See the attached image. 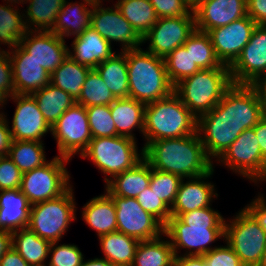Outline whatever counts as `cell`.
Segmentation results:
<instances>
[{"instance_id": "obj_1", "label": "cell", "mask_w": 266, "mask_h": 266, "mask_svg": "<svg viewBox=\"0 0 266 266\" xmlns=\"http://www.w3.org/2000/svg\"><path fill=\"white\" fill-rule=\"evenodd\" d=\"M261 119L255 88L233 84L212 110L197 119V132L208 157L217 160L244 130Z\"/></svg>"}, {"instance_id": "obj_2", "label": "cell", "mask_w": 266, "mask_h": 266, "mask_svg": "<svg viewBox=\"0 0 266 266\" xmlns=\"http://www.w3.org/2000/svg\"><path fill=\"white\" fill-rule=\"evenodd\" d=\"M144 158L151 168L185 179L205 175L215 168L197 131L180 138L150 142L144 148Z\"/></svg>"}, {"instance_id": "obj_3", "label": "cell", "mask_w": 266, "mask_h": 266, "mask_svg": "<svg viewBox=\"0 0 266 266\" xmlns=\"http://www.w3.org/2000/svg\"><path fill=\"white\" fill-rule=\"evenodd\" d=\"M163 236L170 239L175 256L180 248L186 250V256H203L215 248L209 244L225 238V219L211 206L197 209L170 217Z\"/></svg>"}, {"instance_id": "obj_4", "label": "cell", "mask_w": 266, "mask_h": 266, "mask_svg": "<svg viewBox=\"0 0 266 266\" xmlns=\"http://www.w3.org/2000/svg\"><path fill=\"white\" fill-rule=\"evenodd\" d=\"M129 98L144 105L169 96L170 83L164 58L140 48L126 50Z\"/></svg>"}, {"instance_id": "obj_5", "label": "cell", "mask_w": 266, "mask_h": 266, "mask_svg": "<svg viewBox=\"0 0 266 266\" xmlns=\"http://www.w3.org/2000/svg\"><path fill=\"white\" fill-rule=\"evenodd\" d=\"M197 131V118L172 92L145 107L143 149L150 143L161 139L180 138Z\"/></svg>"}, {"instance_id": "obj_6", "label": "cell", "mask_w": 266, "mask_h": 266, "mask_svg": "<svg viewBox=\"0 0 266 266\" xmlns=\"http://www.w3.org/2000/svg\"><path fill=\"white\" fill-rule=\"evenodd\" d=\"M232 85L230 68L200 69L175 84L173 92L198 119L212 110Z\"/></svg>"}, {"instance_id": "obj_7", "label": "cell", "mask_w": 266, "mask_h": 266, "mask_svg": "<svg viewBox=\"0 0 266 266\" xmlns=\"http://www.w3.org/2000/svg\"><path fill=\"white\" fill-rule=\"evenodd\" d=\"M136 143L135 139L126 136L92 138L80 157L92 161L104 173L107 183L144 158V149L139 152Z\"/></svg>"}, {"instance_id": "obj_8", "label": "cell", "mask_w": 266, "mask_h": 266, "mask_svg": "<svg viewBox=\"0 0 266 266\" xmlns=\"http://www.w3.org/2000/svg\"><path fill=\"white\" fill-rule=\"evenodd\" d=\"M71 186L60 196L32 204L28 228L42 239L60 242L72 221L76 220V203Z\"/></svg>"}, {"instance_id": "obj_9", "label": "cell", "mask_w": 266, "mask_h": 266, "mask_svg": "<svg viewBox=\"0 0 266 266\" xmlns=\"http://www.w3.org/2000/svg\"><path fill=\"white\" fill-rule=\"evenodd\" d=\"M235 251L244 266H258L266 248V232L245 209L225 220L223 241Z\"/></svg>"}, {"instance_id": "obj_10", "label": "cell", "mask_w": 266, "mask_h": 266, "mask_svg": "<svg viewBox=\"0 0 266 266\" xmlns=\"http://www.w3.org/2000/svg\"><path fill=\"white\" fill-rule=\"evenodd\" d=\"M69 161L57 155L43 166L22 173L20 191L31 205L56 198L73 186L65 167Z\"/></svg>"}, {"instance_id": "obj_11", "label": "cell", "mask_w": 266, "mask_h": 266, "mask_svg": "<svg viewBox=\"0 0 266 266\" xmlns=\"http://www.w3.org/2000/svg\"><path fill=\"white\" fill-rule=\"evenodd\" d=\"M215 161L255 184L266 181V161L262 157L254 128L244 130Z\"/></svg>"}, {"instance_id": "obj_12", "label": "cell", "mask_w": 266, "mask_h": 266, "mask_svg": "<svg viewBox=\"0 0 266 266\" xmlns=\"http://www.w3.org/2000/svg\"><path fill=\"white\" fill-rule=\"evenodd\" d=\"M51 135L57 142L59 157L71 160L77 153L81 155L93 138L86 108L74 103L51 127Z\"/></svg>"}, {"instance_id": "obj_13", "label": "cell", "mask_w": 266, "mask_h": 266, "mask_svg": "<svg viewBox=\"0 0 266 266\" xmlns=\"http://www.w3.org/2000/svg\"><path fill=\"white\" fill-rule=\"evenodd\" d=\"M110 196L115 203L117 231L139 241H149L164 235V225L146 212L136 198Z\"/></svg>"}, {"instance_id": "obj_14", "label": "cell", "mask_w": 266, "mask_h": 266, "mask_svg": "<svg viewBox=\"0 0 266 266\" xmlns=\"http://www.w3.org/2000/svg\"><path fill=\"white\" fill-rule=\"evenodd\" d=\"M103 1L93 4L91 27L111 45L113 41L122 44V52L143 46V37L122 16L119 8L116 5L104 7Z\"/></svg>"}, {"instance_id": "obj_15", "label": "cell", "mask_w": 266, "mask_h": 266, "mask_svg": "<svg viewBox=\"0 0 266 266\" xmlns=\"http://www.w3.org/2000/svg\"><path fill=\"white\" fill-rule=\"evenodd\" d=\"M195 30V15L159 18L143 37V43L148 41L146 50L165 58L177 47L183 46Z\"/></svg>"}, {"instance_id": "obj_16", "label": "cell", "mask_w": 266, "mask_h": 266, "mask_svg": "<svg viewBox=\"0 0 266 266\" xmlns=\"http://www.w3.org/2000/svg\"><path fill=\"white\" fill-rule=\"evenodd\" d=\"M266 75V25H257L242 53L230 66L233 84L252 85Z\"/></svg>"}, {"instance_id": "obj_17", "label": "cell", "mask_w": 266, "mask_h": 266, "mask_svg": "<svg viewBox=\"0 0 266 266\" xmlns=\"http://www.w3.org/2000/svg\"><path fill=\"white\" fill-rule=\"evenodd\" d=\"M257 24L247 15L226 26L209 30L215 54L222 64L231 66L251 39Z\"/></svg>"}, {"instance_id": "obj_18", "label": "cell", "mask_w": 266, "mask_h": 266, "mask_svg": "<svg viewBox=\"0 0 266 266\" xmlns=\"http://www.w3.org/2000/svg\"><path fill=\"white\" fill-rule=\"evenodd\" d=\"M10 99L16 103L12 126L9 127L12 139L43 142L42 137L49 131L51 133V126L38 108L33 95L14 94Z\"/></svg>"}, {"instance_id": "obj_19", "label": "cell", "mask_w": 266, "mask_h": 266, "mask_svg": "<svg viewBox=\"0 0 266 266\" xmlns=\"http://www.w3.org/2000/svg\"><path fill=\"white\" fill-rule=\"evenodd\" d=\"M65 43L62 37L51 31L28 30L20 40V46L50 74L69 56Z\"/></svg>"}, {"instance_id": "obj_20", "label": "cell", "mask_w": 266, "mask_h": 266, "mask_svg": "<svg viewBox=\"0 0 266 266\" xmlns=\"http://www.w3.org/2000/svg\"><path fill=\"white\" fill-rule=\"evenodd\" d=\"M196 29L208 32L247 16L246 0H205L193 10Z\"/></svg>"}, {"instance_id": "obj_21", "label": "cell", "mask_w": 266, "mask_h": 266, "mask_svg": "<svg viewBox=\"0 0 266 266\" xmlns=\"http://www.w3.org/2000/svg\"><path fill=\"white\" fill-rule=\"evenodd\" d=\"M13 72L15 94H30L50 83V73L19 45L8 50Z\"/></svg>"}, {"instance_id": "obj_22", "label": "cell", "mask_w": 266, "mask_h": 266, "mask_svg": "<svg viewBox=\"0 0 266 266\" xmlns=\"http://www.w3.org/2000/svg\"><path fill=\"white\" fill-rule=\"evenodd\" d=\"M213 172L214 169L205 175L187 178L186 182L183 178L171 207V217H179L183 213L211 206L212 200L218 197L214 184L208 182Z\"/></svg>"}, {"instance_id": "obj_23", "label": "cell", "mask_w": 266, "mask_h": 266, "mask_svg": "<svg viewBox=\"0 0 266 266\" xmlns=\"http://www.w3.org/2000/svg\"><path fill=\"white\" fill-rule=\"evenodd\" d=\"M68 54L76 62L88 67L96 68L104 60L115 53L112 45L99 35L92 27L87 28L79 36L74 37Z\"/></svg>"}, {"instance_id": "obj_24", "label": "cell", "mask_w": 266, "mask_h": 266, "mask_svg": "<svg viewBox=\"0 0 266 266\" xmlns=\"http://www.w3.org/2000/svg\"><path fill=\"white\" fill-rule=\"evenodd\" d=\"M93 4L94 2L91 0H82L80 3L65 0L51 32L64 40L66 37H71V35L74 37L79 36L87 28L91 27Z\"/></svg>"}, {"instance_id": "obj_25", "label": "cell", "mask_w": 266, "mask_h": 266, "mask_svg": "<svg viewBox=\"0 0 266 266\" xmlns=\"http://www.w3.org/2000/svg\"><path fill=\"white\" fill-rule=\"evenodd\" d=\"M151 180V165L143 158L134 167L114 176L104 186L109 195L136 198Z\"/></svg>"}, {"instance_id": "obj_26", "label": "cell", "mask_w": 266, "mask_h": 266, "mask_svg": "<svg viewBox=\"0 0 266 266\" xmlns=\"http://www.w3.org/2000/svg\"><path fill=\"white\" fill-rule=\"evenodd\" d=\"M31 204L20 189L0 191V228L13 233L26 228Z\"/></svg>"}, {"instance_id": "obj_27", "label": "cell", "mask_w": 266, "mask_h": 266, "mask_svg": "<svg viewBox=\"0 0 266 266\" xmlns=\"http://www.w3.org/2000/svg\"><path fill=\"white\" fill-rule=\"evenodd\" d=\"M82 210L83 220L95 230L98 238L117 231L115 203L106 191L89 200Z\"/></svg>"}, {"instance_id": "obj_28", "label": "cell", "mask_w": 266, "mask_h": 266, "mask_svg": "<svg viewBox=\"0 0 266 266\" xmlns=\"http://www.w3.org/2000/svg\"><path fill=\"white\" fill-rule=\"evenodd\" d=\"M145 107L143 103L132 98H118L110 104L117 134L137 139L133 130L137 128L143 134Z\"/></svg>"}, {"instance_id": "obj_29", "label": "cell", "mask_w": 266, "mask_h": 266, "mask_svg": "<svg viewBox=\"0 0 266 266\" xmlns=\"http://www.w3.org/2000/svg\"><path fill=\"white\" fill-rule=\"evenodd\" d=\"M51 242L39 237L28 227L12 233V247L30 266H44Z\"/></svg>"}, {"instance_id": "obj_30", "label": "cell", "mask_w": 266, "mask_h": 266, "mask_svg": "<svg viewBox=\"0 0 266 266\" xmlns=\"http://www.w3.org/2000/svg\"><path fill=\"white\" fill-rule=\"evenodd\" d=\"M104 257L113 266H132L139 240L115 231L99 237Z\"/></svg>"}, {"instance_id": "obj_31", "label": "cell", "mask_w": 266, "mask_h": 266, "mask_svg": "<svg viewBox=\"0 0 266 266\" xmlns=\"http://www.w3.org/2000/svg\"><path fill=\"white\" fill-rule=\"evenodd\" d=\"M95 69L116 99L129 97L126 51L115 53Z\"/></svg>"}, {"instance_id": "obj_32", "label": "cell", "mask_w": 266, "mask_h": 266, "mask_svg": "<svg viewBox=\"0 0 266 266\" xmlns=\"http://www.w3.org/2000/svg\"><path fill=\"white\" fill-rule=\"evenodd\" d=\"M32 95L45 120L51 127L67 109L76 103L70 94L55 87L51 83L34 92Z\"/></svg>"}, {"instance_id": "obj_33", "label": "cell", "mask_w": 266, "mask_h": 266, "mask_svg": "<svg viewBox=\"0 0 266 266\" xmlns=\"http://www.w3.org/2000/svg\"><path fill=\"white\" fill-rule=\"evenodd\" d=\"M65 0H26L24 22L29 31H51ZM26 14V15H25Z\"/></svg>"}, {"instance_id": "obj_34", "label": "cell", "mask_w": 266, "mask_h": 266, "mask_svg": "<svg viewBox=\"0 0 266 266\" xmlns=\"http://www.w3.org/2000/svg\"><path fill=\"white\" fill-rule=\"evenodd\" d=\"M91 68L76 62L68 56L50 75V83L70 94L75 100L79 97L85 78Z\"/></svg>"}, {"instance_id": "obj_35", "label": "cell", "mask_w": 266, "mask_h": 266, "mask_svg": "<svg viewBox=\"0 0 266 266\" xmlns=\"http://www.w3.org/2000/svg\"><path fill=\"white\" fill-rule=\"evenodd\" d=\"M160 236L149 241H140L132 266H174L175 254L168 239Z\"/></svg>"}, {"instance_id": "obj_36", "label": "cell", "mask_w": 266, "mask_h": 266, "mask_svg": "<svg viewBox=\"0 0 266 266\" xmlns=\"http://www.w3.org/2000/svg\"><path fill=\"white\" fill-rule=\"evenodd\" d=\"M115 5L122 16L144 37L159 17L150 0H118Z\"/></svg>"}, {"instance_id": "obj_37", "label": "cell", "mask_w": 266, "mask_h": 266, "mask_svg": "<svg viewBox=\"0 0 266 266\" xmlns=\"http://www.w3.org/2000/svg\"><path fill=\"white\" fill-rule=\"evenodd\" d=\"M18 6L0 5V46L8 45L10 50L20 45V40L28 31L24 22V14L19 11ZM0 50H4L1 49Z\"/></svg>"}, {"instance_id": "obj_38", "label": "cell", "mask_w": 266, "mask_h": 266, "mask_svg": "<svg viewBox=\"0 0 266 266\" xmlns=\"http://www.w3.org/2000/svg\"><path fill=\"white\" fill-rule=\"evenodd\" d=\"M43 145L38 141L13 140L7 156L25 173L48 162Z\"/></svg>"}, {"instance_id": "obj_39", "label": "cell", "mask_w": 266, "mask_h": 266, "mask_svg": "<svg viewBox=\"0 0 266 266\" xmlns=\"http://www.w3.org/2000/svg\"><path fill=\"white\" fill-rule=\"evenodd\" d=\"M199 69L230 68L217 58L207 32L195 30L183 44Z\"/></svg>"}, {"instance_id": "obj_40", "label": "cell", "mask_w": 266, "mask_h": 266, "mask_svg": "<svg viewBox=\"0 0 266 266\" xmlns=\"http://www.w3.org/2000/svg\"><path fill=\"white\" fill-rule=\"evenodd\" d=\"M115 96L95 68L89 70L76 103L86 107L110 105Z\"/></svg>"}, {"instance_id": "obj_41", "label": "cell", "mask_w": 266, "mask_h": 266, "mask_svg": "<svg viewBox=\"0 0 266 266\" xmlns=\"http://www.w3.org/2000/svg\"><path fill=\"white\" fill-rule=\"evenodd\" d=\"M167 76L174 86L182 79L193 75L200 69L193 62L190 50L179 46L164 58Z\"/></svg>"}, {"instance_id": "obj_42", "label": "cell", "mask_w": 266, "mask_h": 266, "mask_svg": "<svg viewBox=\"0 0 266 266\" xmlns=\"http://www.w3.org/2000/svg\"><path fill=\"white\" fill-rule=\"evenodd\" d=\"M182 180L183 178L179 175L151 168L149 187L171 208Z\"/></svg>"}, {"instance_id": "obj_43", "label": "cell", "mask_w": 266, "mask_h": 266, "mask_svg": "<svg viewBox=\"0 0 266 266\" xmlns=\"http://www.w3.org/2000/svg\"><path fill=\"white\" fill-rule=\"evenodd\" d=\"M93 138L119 136L110 112V105L86 107Z\"/></svg>"}, {"instance_id": "obj_44", "label": "cell", "mask_w": 266, "mask_h": 266, "mask_svg": "<svg viewBox=\"0 0 266 266\" xmlns=\"http://www.w3.org/2000/svg\"><path fill=\"white\" fill-rule=\"evenodd\" d=\"M52 242L49 255H51L48 266H80L84 260V255L77 245L60 244Z\"/></svg>"}, {"instance_id": "obj_45", "label": "cell", "mask_w": 266, "mask_h": 266, "mask_svg": "<svg viewBox=\"0 0 266 266\" xmlns=\"http://www.w3.org/2000/svg\"><path fill=\"white\" fill-rule=\"evenodd\" d=\"M136 200L146 212L152 214L163 225L171 217V208L159 199L155 192L151 191L149 186L143 192L139 193Z\"/></svg>"}, {"instance_id": "obj_46", "label": "cell", "mask_w": 266, "mask_h": 266, "mask_svg": "<svg viewBox=\"0 0 266 266\" xmlns=\"http://www.w3.org/2000/svg\"><path fill=\"white\" fill-rule=\"evenodd\" d=\"M22 172L8 156L0 157V191L20 189Z\"/></svg>"}, {"instance_id": "obj_47", "label": "cell", "mask_w": 266, "mask_h": 266, "mask_svg": "<svg viewBox=\"0 0 266 266\" xmlns=\"http://www.w3.org/2000/svg\"><path fill=\"white\" fill-rule=\"evenodd\" d=\"M225 244V246H215L203 255L207 266H244L235 251L226 242Z\"/></svg>"}, {"instance_id": "obj_48", "label": "cell", "mask_w": 266, "mask_h": 266, "mask_svg": "<svg viewBox=\"0 0 266 266\" xmlns=\"http://www.w3.org/2000/svg\"><path fill=\"white\" fill-rule=\"evenodd\" d=\"M159 18L195 15L182 0H150Z\"/></svg>"}, {"instance_id": "obj_49", "label": "cell", "mask_w": 266, "mask_h": 266, "mask_svg": "<svg viewBox=\"0 0 266 266\" xmlns=\"http://www.w3.org/2000/svg\"><path fill=\"white\" fill-rule=\"evenodd\" d=\"M8 50H0V94L6 98V103L10 100L8 98L15 94L12 65Z\"/></svg>"}, {"instance_id": "obj_50", "label": "cell", "mask_w": 266, "mask_h": 266, "mask_svg": "<svg viewBox=\"0 0 266 266\" xmlns=\"http://www.w3.org/2000/svg\"><path fill=\"white\" fill-rule=\"evenodd\" d=\"M266 232V199L263 194H259L250 204L244 207Z\"/></svg>"}, {"instance_id": "obj_51", "label": "cell", "mask_w": 266, "mask_h": 266, "mask_svg": "<svg viewBox=\"0 0 266 266\" xmlns=\"http://www.w3.org/2000/svg\"><path fill=\"white\" fill-rule=\"evenodd\" d=\"M247 15L257 24L266 25V0H246Z\"/></svg>"}, {"instance_id": "obj_52", "label": "cell", "mask_w": 266, "mask_h": 266, "mask_svg": "<svg viewBox=\"0 0 266 266\" xmlns=\"http://www.w3.org/2000/svg\"><path fill=\"white\" fill-rule=\"evenodd\" d=\"M7 115H0V157L7 156L9 148L12 144V135L10 133L9 121Z\"/></svg>"}, {"instance_id": "obj_53", "label": "cell", "mask_w": 266, "mask_h": 266, "mask_svg": "<svg viewBox=\"0 0 266 266\" xmlns=\"http://www.w3.org/2000/svg\"><path fill=\"white\" fill-rule=\"evenodd\" d=\"M0 266H30L21 255L11 247L1 258Z\"/></svg>"}, {"instance_id": "obj_54", "label": "cell", "mask_w": 266, "mask_h": 266, "mask_svg": "<svg viewBox=\"0 0 266 266\" xmlns=\"http://www.w3.org/2000/svg\"><path fill=\"white\" fill-rule=\"evenodd\" d=\"M174 266H205V259L204 256H186L180 253V256H175Z\"/></svg>"}, {"instance_id": "obj_55", "label": "cell", "mask_w": 266, "mask_h": 266, "mask_svg": "<svg viewBox=\"0 0 266 266\" xmlns=\"http://www.w3.org/2000/svg\"><path fill=\"white\" fill-rule=\"evenodd\" d=\"M253 128L258 139L262 157L266 161V120L261 119Z\"/></svg>"}, {"instance_id": "obj_56", "label": "cell", "mask_w": 266, "mask_h": 266, "mask_svg": "<svg viewBox=\"0 0 266 266\" xmlns=\"http://www.w3.org/2000/svg\"><path fill=\"white\" fill-rule=\"evenodd\" d=\"M11 247H12V233L0 230V260Z\"/></svg>"}, {"instance_id": "obj_57", "label": "cell", "mask_w": 266, "mask_h": 266, "mask_svg": "<svg viewBox=\"0 0 266 266\" xmlns=\"http://www.w3.org/2000/svg\"><path fill=\"white\" fill-rule=\"evenodd\" d=\"M80 266H113L106 258H94L82 261Z\"/></svg>"}, {"instance_id": "obj_58", "label": "cell", "mask_w": 266, "mask_h": 266, "mask_svg": "<svg viewBox=\"0 0 266 266\" xmlns=\"http://www.w3.org/2000/svg\"><path fill=\"white\" fill-rule=\"evenodd\" d=\"M252 86L255 88L259 97H266V75L259 78Z\"/></svg>"}, {"instance_id": "obj_59", "label": "cell", "mask_w": 266, "mask_h": 266, "mask_svg": "<svg viewBox=\"0 0 266 266\" xmlns=\"http://www.w3.org/2000/svg\"><path fill=\"white\" fill-rule=\"evenodd\" d=\"M261 103V117L266 120V97H259Z\"/></svg>"}, {"instance_id": "obj_60", "label": "cell", "mask_w": 266, "mask_h": 266, "mask_svg": "<svg viewBox=\"0 0 266 266\" xmlns=\"http://www.w3.org/2000/svg\"><path fill=\"white\" fill-rule=\"evenodd\" d=\"M191 10H194L200 3L201 0H182Z\"/></svg>"}, {"instance_id": "obj_61", "label": "cell", "mask_w": 266, "mask_h": 266, "mask_svg": "<svg viewBox=\"0 0 266 266\" xmlns=\"http://www.w3.org/2000/svg\"><path fill=\"white\" fill-rule=\"evenodd\" d=\"M4 2L6 1V0H3ZM26 0H7L6 1V4H8V5H15V6H17L16 4H21L22 3V5L23 4H25V3H23V2H25Z\"/></svg>"}, {"instance_id": "obj_62", "label": "cell", "mask_w": 266, "mask_h": 266, "mask_svg": "<svg viewBox=\"0 0 266 266\" xmlns=\"http://www.w3.org/2000/svg\"><path fill=\"white\" fill-rule=\"evenodd\" d=\"M258 266H266V248L263 252V256H262V259H261V262Z\"/></svg>"}, {"instance_id": "obj_63", "label": "cell", "mask_w": 266, "mask_h": 266, "mask_svg": "<svg viewBox=\"0 0 266 266\" xmlns=\"http://www.w3.org/2000/svg\"><path fill=\"white\" fill-rule=\"evenodd\" d=\"M6 104V98L0 94V109H2V106L5 107L4 105Z\"/></svg>"}]
</instances>
